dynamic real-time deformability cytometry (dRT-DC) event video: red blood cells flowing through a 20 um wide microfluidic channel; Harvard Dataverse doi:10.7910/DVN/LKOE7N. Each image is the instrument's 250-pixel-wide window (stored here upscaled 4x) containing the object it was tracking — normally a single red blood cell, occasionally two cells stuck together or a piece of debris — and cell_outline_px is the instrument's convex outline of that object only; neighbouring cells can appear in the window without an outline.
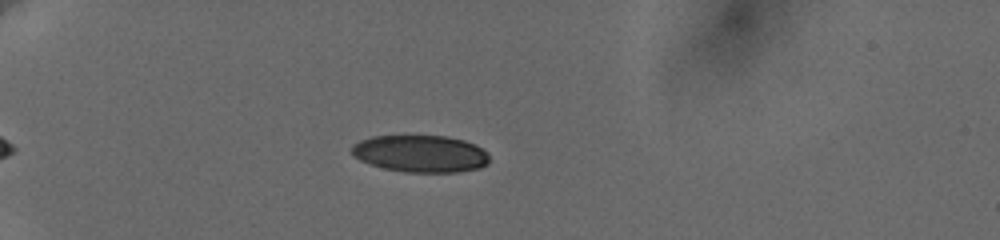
{"species": "human", "species_latin": "Homo sapiens", "temperature_condition": "cold", "stored_images_in_passage": 39, "camera_frame_rate_fps": 3000, "um_per_image_px": 0.085, "donor": {"sex": "female"}, "frame": {"image": 1, "passage_image": 1, "time_ms": 0.0, "image_size_px": [1000, 240], "cell_outline_px": [[488, 164], [480, 168], [460, 172], [404, 172], [384, 168], [368, 164], [352, 156], [348, 148], [352, 144], [360, 140], [372, 136], [448, 136], [464, 140], [476, 144], [488, 152]], "centroid_in_image_um": [35.72, 13.06], "position_along_channel_um": 49.3, "area_um2": 30.23}}
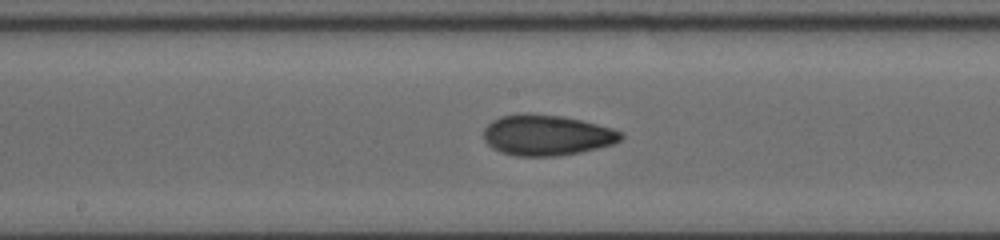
{"frame": {"image": 2, "passage_image": 22, "time_ms": 5.333, "image_size_px": [1000, 240], "cell_outline_px": [[624, 136], [620, 140], [612, 144], [580, 152], [560, 156], [516, 156], [500, 152], [492, 148], [484, 140], [484, 128], [492, 120], [500, 116], [524, 112], [528, 112], [560, 116], [580, 120], [612, 128], [624, 132]], "centroid_in_image_um": [46.44, 11.48], "position_along_channel_um": 201.8, "area_um2": 32.71}}
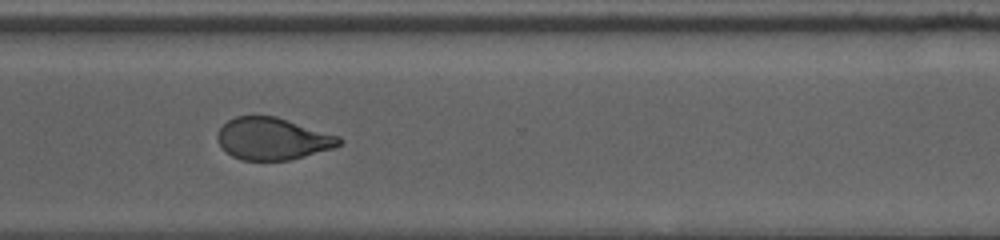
{"frame": {"image": 3, "passage_image": 38, "time_ms": 9.333, "image_size_px": [1000, 240], "cell_outline_px": [[344, 140], [340, 144], [332, 148], [304, 156], [288, 160], [240, 160], [232, 156], [220, 144], [216, 136], [220, 128], [228, 120], [236, 116], [276, 116], [340, 136]], "centroid_in_image_um": [23.18, 11.78], "position_along_channel_um": 347.4, "area_um2": 29.65}}